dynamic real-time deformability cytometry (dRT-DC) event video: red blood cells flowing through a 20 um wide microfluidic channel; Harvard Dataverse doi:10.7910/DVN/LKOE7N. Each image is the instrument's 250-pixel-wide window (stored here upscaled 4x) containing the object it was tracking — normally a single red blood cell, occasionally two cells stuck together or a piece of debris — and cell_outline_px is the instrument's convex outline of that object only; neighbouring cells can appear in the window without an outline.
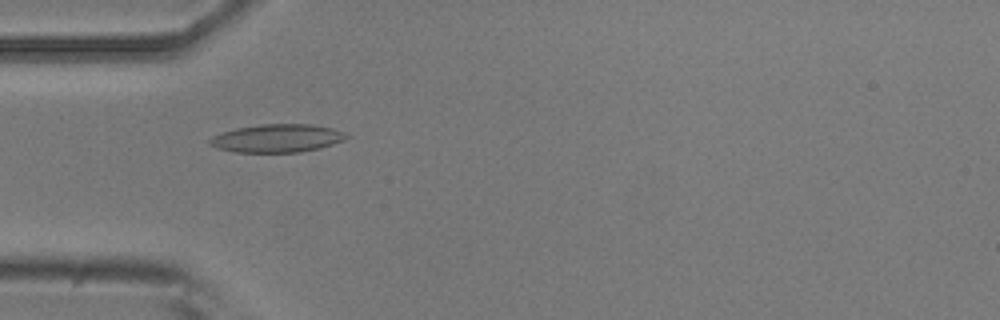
{"species": "common noctule bat (a hibernating species)", "species_latin": "Nyctalus noctula", "temperature_condition": "room temperature", "stored_images_in_passage": 5, "camera_frame_rate_fps": 3000, "um_per_image_px": 0.085, "animal": {"sex": "male", "body_mass_g": 20.5, "forearm_length_mm": 52.5}, "frame": {"image": 1, "passage_image": 3, "time_ms": 2.333, "image_size_px": [1000, 320], "cell_outline_px": [[348, 136], [344, 140], [320, 148], [300, 152], [236, 152], [216, 148], [208, 144], [208, 140], [212, 136], [220, 132], [236, 128], [260, 124], [312, 124], [332, 128], [344, 132]], "centroid_in_image_um": [23.51, 11.75], "position_along_channel_um": 61.5, "area_um2": 22.48}}
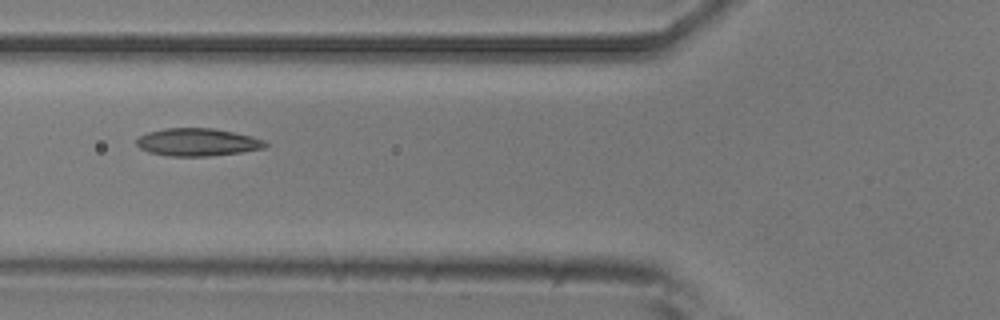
{"frame": {"image": 2, "passage_image": 4, "time_ms": 3.667, "image_size_px": [1000, 320], "cell_outline_px": [[268, 144], [264, 148], [240, 152], [208, 156], [168, 156], [148, 152], [140, 148], [136, 144], [136, 140], [140, 136], [148, 132], [164, 128], [212, 128], [252, 136], [264, 140]], "centroid_in_image_um": [16.76, 12.08], "position_along_channel_um": 109.0, "area_um2": 20.69}}
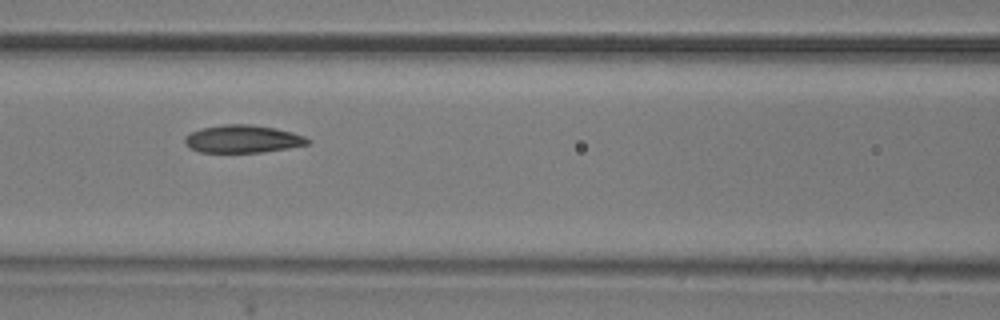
{"frame": {"image": 3, "passage_image": 5, "time_ms": 4.667, "image_size_px": [1000, 320], "cell_outline_px": [[312, 140], [308, 144], [288, 148], [260, 152], [200, 152], [184, 144], [184, 136], [192, 132], [204, 128], [224, 124], [252, 124], [276, 128], [292, 132], [304, 136]], "centroid_in_image_um": [20.65, 11.8], "position_along_channel_um": 146.0, "area_um2": 19.77}}